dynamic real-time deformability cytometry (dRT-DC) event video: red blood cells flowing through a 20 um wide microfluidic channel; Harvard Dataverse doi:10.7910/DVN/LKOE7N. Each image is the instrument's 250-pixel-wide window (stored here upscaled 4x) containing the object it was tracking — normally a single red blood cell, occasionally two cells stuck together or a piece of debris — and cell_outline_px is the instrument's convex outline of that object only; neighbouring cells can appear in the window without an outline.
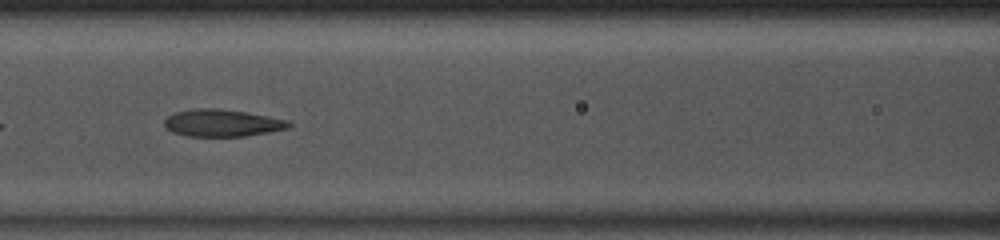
{"species": "common noctule bat (a hibernating species)", "species_latin": "Nyctalus noctula", "temperature_condition": "room temperature", "stored_images_in_passage": 26, "camera_frame_rate_fps": 3000, "um_per_image_px": 0.085, "animal": {"sex": "male", "body_mass_g": 13.0, "forearm_length_mm": 53.1}, "frame": {"image": 1, "passage_image": 12, "time_ms": 3.667, "image_size_px": [1000, 240], "cell_outline_px": [[292, 124], [288, 128], [268, 132], [244, 136], [188, 136], [172, 132], [164, 124], [164, 120], [168, 116], [176, 112], [196, 108], [216, 108], [244, 112], [268, 116], [288, 120]], "centroid_in_image_um": [18.88, 10.45], "position_along_channel_um": 147.7, "area_um2": 19.48}}
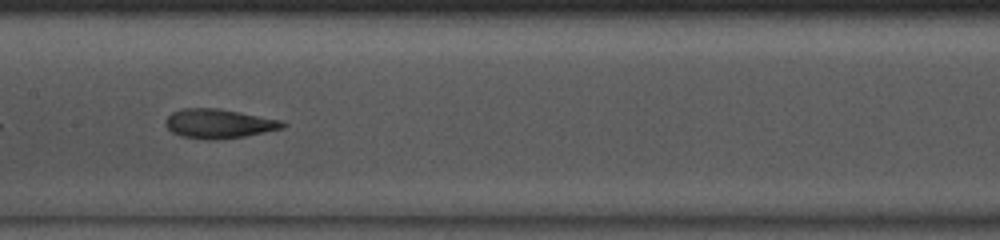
{"frame": {"image": 2, "passage_image": 15, "time_ms": 4.667, "image_size_px": [1000, 240], "cell_outline_px": [[288, 124], [284, 128], [244, 136], [208, 140], [204, 140], [180, 136], [172, 132], [164, 124], [164, 120], [172, 112], [184, 108], [216, 108], [240, 112], [280, 120]], "centroid_in_image_um": [18.56, 10.51], "position_along_channel_um": 188.8, "area_um2": 19.94}}